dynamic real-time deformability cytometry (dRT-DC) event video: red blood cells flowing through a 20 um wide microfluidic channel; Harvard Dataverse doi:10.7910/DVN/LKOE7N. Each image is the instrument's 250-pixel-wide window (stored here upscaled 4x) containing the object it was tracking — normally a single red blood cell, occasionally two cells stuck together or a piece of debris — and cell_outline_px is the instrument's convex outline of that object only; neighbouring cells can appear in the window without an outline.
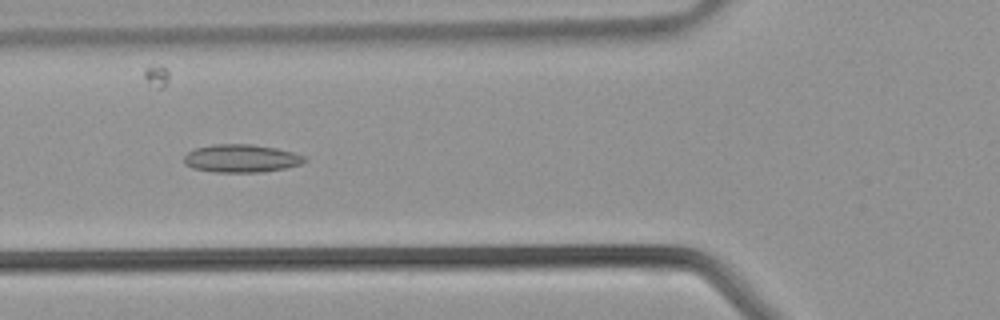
{"species": "common noctule bat (a hibernating species)", "species_latin": "Nyctalus noctula", "temperature_condition": "warm", "stored_images_in_passage": 36, "camera_frame_rate_fps": 3000, "um_per_image_px": 0.085, "animal": {"sex": "male", "body_mass_g": 21.5, "forearm_length_mm": 52.0}, "frame": {"image": 1, "passage_image": 11, "time_ms": 3.333, "image_size_px": [1000, 320], "cell_outline_px": [[308, 160], [300, 164], [284, 168], [264, 172], [216, 172], [192, 168], [184, 164], [184, 156], [188, 152], [196, 148], [212, 144], [252, 144], [276, 148], [308, 156]], "centroid_in_image_um": [20.52, 13.46], "position_along_channel_um": 105.3, "area_um2": 19.77}}
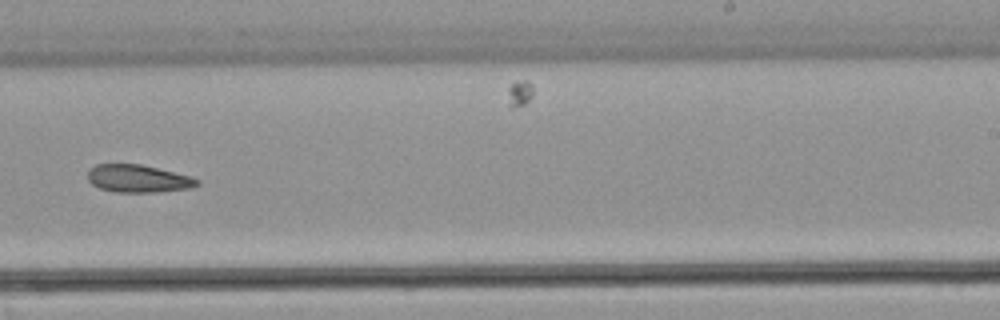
{"frame": {"image": 2, "passage_image": 21, "time_ms": 6.667, "image_size_px": [1000, 320], "cell_outline_px": [[200, 184], [192, 188], [156, 192], [116, 192], [100, 188], [92, 184], [88, 180], [88, 172], [96, 164], [140, 164], [188, 176], [200, 180]], "centroid_in_image_um": [11.74, 15.19], "position_along_channel_um": 277.3, "area_um2": 17.4}}
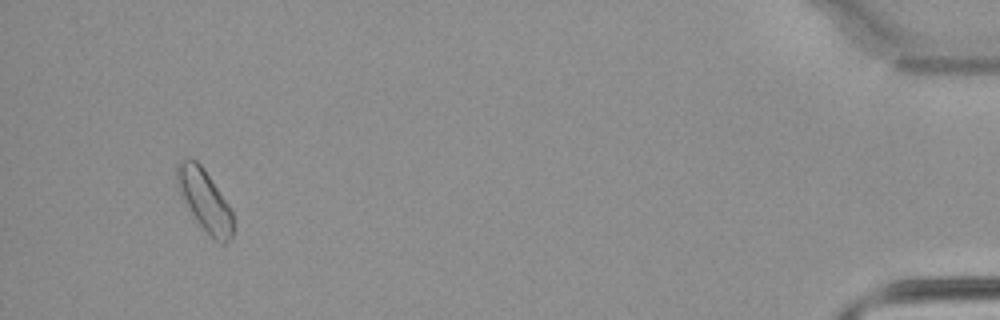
{"frame": {"image": 3, "passage_image": 34, "time_ms": 11.0, "image_size_px": [1000, 320], "cell_outline_px": [[232, 236], [224, 244], [220, 244], [196, 220], [184, 200], [176, 184], [176, 164], [180, 160], [196, 160], [204, 168], [228, 204], [232, 212]], "centroid_in_image_um": [17.38, 16.99], "position_along_channel_um": 417.8, "area_um2": 19.54}}